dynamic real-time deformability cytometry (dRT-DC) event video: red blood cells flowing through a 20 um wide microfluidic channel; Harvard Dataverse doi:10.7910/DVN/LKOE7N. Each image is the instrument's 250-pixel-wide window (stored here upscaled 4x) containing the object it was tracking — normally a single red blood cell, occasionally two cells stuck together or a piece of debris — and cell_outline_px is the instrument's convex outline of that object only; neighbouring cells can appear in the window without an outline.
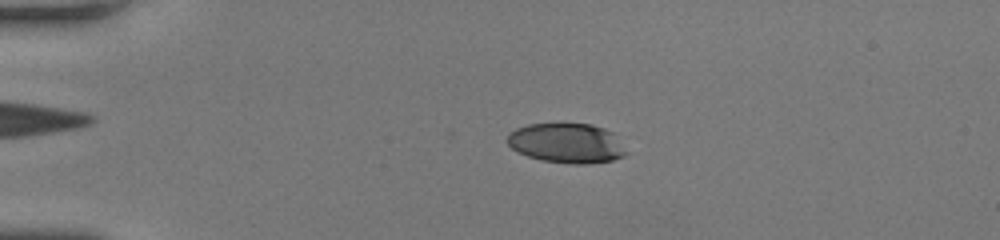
{"species": "human", "species_latin": "Homo sapiens", "temperature_condition": "room temperature", "stored_images_in_passage": 51, "camera_frame_rate_fps": 3000, "um_per_image_px": 0.085, "donor": {"sex": "female"}, "frame": {"image": 1, "passage_image": 13, "time_ms": 4.0, "image_size_px": [1000, 240], "cell_outline_px": [[628, 152], [624, 156], [612, 160], [584, 164], [572, 164], [540, 160], [528, 156], [512, 148], [508, 144], [508, 132], [516, 128], [528, 124], [592, 124], [604, 128], [612, 132]], "centroid_in_image_um": [48.17, 12.17], "position_along_channel_um": 36.8, "area_um2": 27.46}}
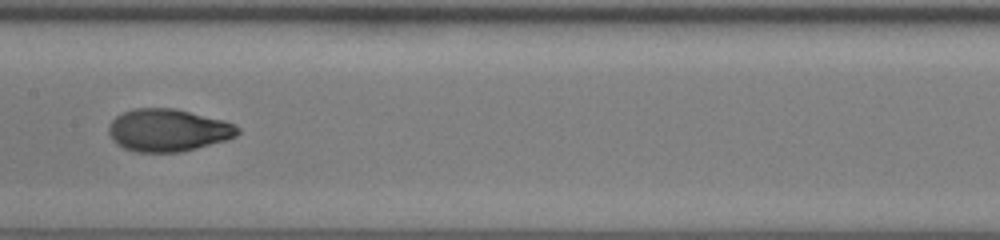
{"frame": {"image": 2, "passage_image": 28, "time_ms": 9.0, "image_size_px": [1000, 240], "cell_outline_px": [[240, 132], [236, 136], [224, 140], [196, 148], [180, 152], [136, 152], [124, 148], [116, 144], [112, 140], [108, 132], [108, 128], [112, 120], [116, 116], [132, 108], [176, 108], [224, 120], [240, 128]], "centroid_in_image_um": [14.25, 11.06], "position_along_channel_um": 193.1, "area_um2": 31.96}}
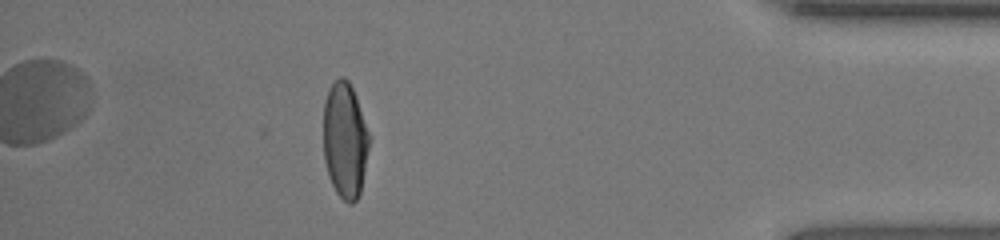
{"frame": {"image": 3, "passage_image": 46, "time_ms": 15.0, "image_size_px": [1000, 240], "cell_outline_px": [[368, 148], [360, 192], [356, 200], [352, 204], [348, 204], [336, 192], [328, 176], [324, 160], [324, 100], [328, 88], [340, 76], [344, 76], [348, 80], [356, 96], [368, 132]], "centroid_in_image_um": [29.29, 11.9], "position_along_channel_um": 405.9, "area_um2": 30.63}, "authors_computed_cell_mechanics": {"area_um2": 30.634, "velocity_mm_per_s": 4.2429, "shape_relaxation_time_tau1_ms": 4.8657, "shape_relaxation_time_tau2_ms": 0.9211, "deformation_change_tau1": 0.2164, "deformation_change_tau2": 0.0488}}